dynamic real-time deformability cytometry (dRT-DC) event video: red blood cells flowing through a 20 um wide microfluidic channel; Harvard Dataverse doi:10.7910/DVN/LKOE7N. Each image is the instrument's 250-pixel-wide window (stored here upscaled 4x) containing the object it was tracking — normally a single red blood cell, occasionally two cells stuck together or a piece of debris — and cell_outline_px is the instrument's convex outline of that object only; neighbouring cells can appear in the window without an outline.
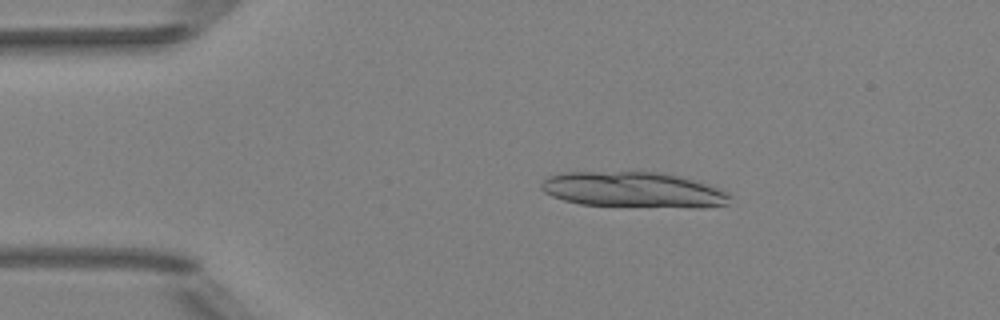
{"species": "Egyptian fruit bat (a non-hibernating species)", "species_latin": "Rousettus aegyptiacus", "temperature_condition": "room temperature", "stored_images_in_passage": 17, "camera_frame_rate_fps": 3000, "um_per_image_px": 0.085, "animal": {"sex": "female"}, "frame": {"image": 1, "passage_image": 8, "time_ms": 2.333, "image_size_px": [1000, 320], "cell_outline_px": [[732, 196], [728, 204], [704, 208], [696, 208], [580, 204], [564, 200], [552, 196], [544, 192], [540, 188], [540, 184], [548, 176], [560, 172], [660, 172], [684, 176], [728, 192]], "centroid_in_image_um": [53.86, 16.13], "position_along_channel_um": 31.1, "area_um2": 39.36}}